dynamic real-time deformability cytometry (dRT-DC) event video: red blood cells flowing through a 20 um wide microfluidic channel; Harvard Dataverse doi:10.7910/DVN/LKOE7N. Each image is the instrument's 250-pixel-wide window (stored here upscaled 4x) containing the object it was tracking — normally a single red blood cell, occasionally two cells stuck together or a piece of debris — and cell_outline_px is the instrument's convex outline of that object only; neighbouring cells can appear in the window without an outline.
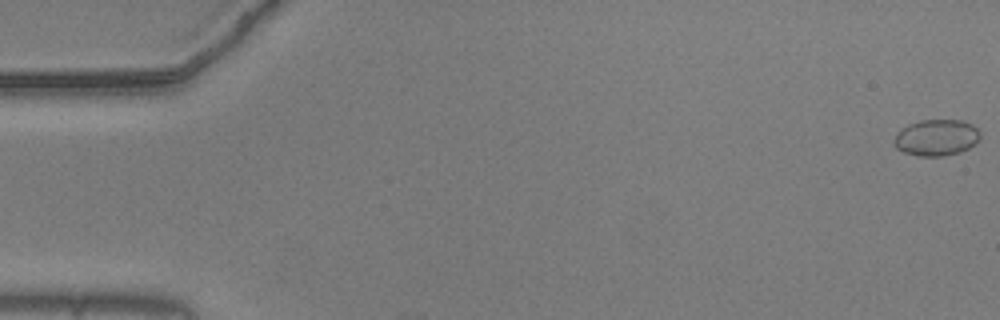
{"species": "common noctule bat (a hibernating species)", "species_latin": "Nyctalus noctula", "temperature_condition": "warm", "stored_images_in_passage": 10, "camera_frame_rate_fps": 3000, "um_per_image_px": 0.085, "animal": {"sex": "male", "body_mass_g": 20.5, "forearm_length_mm": 52.5}, "frame": {"image": 1, "passage_image": 1, "time_ms": 0.0, "image_size_px": [1000, 320], "cell_outline_px": [[980, 136], [976, 144], [960, 152], [940, 156], [916, 156], [904, 152], [896, 148], [892, 144], [896, 132], [908, 124], [920, 120], [960, 120], [972, 124], [980, 132]], "centroid_in_image_um": [79.56, 11.69], "position_along_channel_um": 5.4, "area_um2": 18.38}}